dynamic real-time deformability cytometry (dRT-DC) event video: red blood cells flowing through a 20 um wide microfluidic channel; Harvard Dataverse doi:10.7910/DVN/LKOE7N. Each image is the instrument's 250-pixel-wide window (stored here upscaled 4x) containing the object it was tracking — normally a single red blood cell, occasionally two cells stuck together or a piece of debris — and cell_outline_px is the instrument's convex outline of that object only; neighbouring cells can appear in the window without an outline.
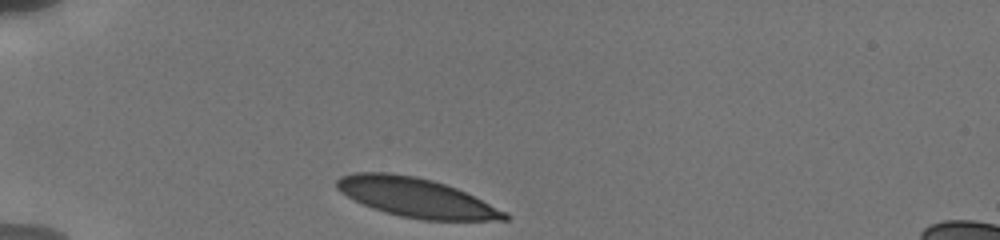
{"species": "human", "species_latin": "Homo sapiens", "temperature_condition": "cold", "stored_images_in_passage": 7, "camera_frame_rate_fps": 3000, "um_per_image_px": 0.085, "donor": {"sex": "male"}, "frame": {"image": 1, "passage_image": 1, "time_ms": 0.0, "image_size_px": [1000, 240], "cell_outline_px": [[508, 220], [424, 220], [400, 216], [384, 212], [372, 208], [340, 192], [336, 188], [336, 180], [340, 176], [352, 172], [388, 172], [416, 176], [432, 180], [456, 188], [508, 212]], "centroid_in_image_um": [35.35, 16.78], "position_along_channel_um": 49.7, "area_um2": 38.21}}